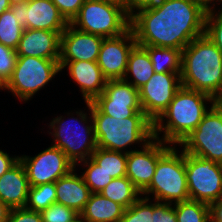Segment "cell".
<instances>
[{
    "instance_id": "obj_1",
    "label": "cell",
    "mask_w": 222,
    "mask_h": 222,
    "mask_svg": "<svg viewBox=\"0 0 222 222\" xmlns=\"http://www.w3.org/2000/svg\"><path fill=\"white\" fill-rule=\"evenodd\" d=\"M205 16L196 0H163L135 9L130 27L138 45L182 51L205 34Z\"/></svg>"
},
{
    "instance_id": "obj_2",
    "label": "cell",
    "mask_w": 222,
    "mask_h": 222,
    "mask_svg": "<svg viewBox=\"0 0 222 222\" xmlns=\"http://www.w3.org/2000/svg\"><path fill=\"white\" fill-rule=\"evenodd\" d=\"M182 87L203 92L215 99L222 90V53L203 34L183 50L181 60Z\"/></svg>"
},
{
    "instance_id": "obj_3",
    "label": "cell",
    "mask_w": 222,
    "mask_h": 222,
    "mask_svg": "<svg viewBox=\"0 0 222 222\" xmlns=\"http://www.w3.org/2000/svg\"><path fill=\"white\" fill-rule=\"evenodd\" d=\"M208 101L211 104L209 108L206 106ZM213 105L214 99L211 96L181 87L166 110L153 123L154 137L177 146L198 126ZM161 132L162 138L159 136Z\"/></svg>"
},
{
    "instance_id": "obj_4",
    "label": "cell",
    "mask_w": 222,
    "mask_h": 222,
    "mask_svg": "<svg viewBox=\"0 0 222 222\" xmlns=\"http://www.w3.org/2000/svg\"><path fill=\"white\" fill-rule=\"evenodd\" d=\"M86 104L92 116L98 148L129 153L126 147L135 143L145 145L154 138L153 122L144 112H137L126 119H116L103 114L92 102Z\"/></svg>"
},
{
    "instance_id": "obj_5",
    "label": "cell",
    "mask_w": 222,
    "mask_h": 222,
    "mask_svg": "<svg viewBox=\"0 0 222 222\" xmlns=\"http://www.w3.org/2000/svg\"><path fill=\"white\" fill-rule=\"evenodd\" d=\"M177 146H172L157 162L156 170L150 185L141 193L149 198V194L154 195L153 201L173 204L190 199L186 169L184 162V152L178 154Z\"/></svg>"
},
{
    "instance_id": "obj_6",
    "label": "cell",
    "mask_w": 222,
    "mask_h": 222,
    "mask_svg": "<svg viewBox=\"0 0 222 222\" xmlns=\"http://www.w3.org/2000/svg\"><path fill=\"white\" fill-rule=\"evenodd\" d=\"M76 115L78 118L73 116L72 119H69L74 120L75 125H69L70 122L63 121L65 120L63 116L53 118L49 124L50 130L53 129V132H49L54 138L52 145L59 148L75 166L82 165L77 163L91 158L97 148L92 116L88 117V114L81 110L76 111ZM76 122L81 127L77 126Z\"/></svg>"
},
{
    "instance_id": "obj_7",
    "label": "cell",
    "mask_w": 222,
    "mask_h": 222,
    "mask_svg": "<svg viewBox=\"0 0 222 222\" xmlns=\"http://www.w3.org/2000/svg\"><path fill=\"white\" fill-rule=\"evenodd\" d=\"M130 22L131 14L115 3L85 0L70 24L83 32L108 38L125 33L130 28Z\"/></svg>"
},
{
    "instance_id": "obj_8",
    "label": "cell",
    "mask_w": 222,
    "mask_h": 222,
    "mask_svg": "<svg viewBox=\"0 0 222 222\" xmlns=\"http://www.w3.org/2000/svg\"><path fill=\"white\" fill-rule=\"evenodd\" d=\"M59 72V59L18 56L12 77L2 89L27 102Z\"/></svg>"
},
{
    "instance_id": "obj_9",
    "label": "cell",
    "mask_w": 222,
    "mask_h": 222,
    "mask_svg": "<svg viewBox=\"0 0 222 222\" xmlns=\"http://www.w3.org/2000/svg\"><path fill=\"white\" fill-rule=\"evenodd\" d=\"M190 200L211 204L222 196V164L184 153Z\"/></svg>"
},
{
    "instance_id": "obj_10",
    "label": "cell",
    "mask_w": 222,
    "mask_h": 222,
    "mask_svg": "<svg viewBox=\"0 0 222 222\" xmlns=\"http://www.w3.org/2000/svg\"><path fill=\"white\" fill-rule=\"evenodd\" d=\"M180 145L184 153L222 164V110L214 104Z\"/></svg>"
},
{
    "instance_id": "obj_11",
    "label": "cell",
    "mask_w": 222,
    "mask_h": 222,
    "mask_svg": "<svg viewBox=\"0 0 222 222\" xmlns=\"http://www.w3.org/2000/svg\"><path fill=\"white\" fill-rule=\"evenodd\" d=\"M19 157L26 169L30 186L55 183L76 168L73 162L53 145L34 157L26 155Z\"/></svg>"
},
{
    "instance_id": "obj_12",
    "label": "cell",
    "mask_w": 222,
    "mask_h": 222,
    "mask_svg": "<svg viewBox=\"0 0 222 222\" xmlns=\"http://www.w3.org/2000/svg\"><path fill=\"white\" fill-rule=\"evenodd\" d=\"M92 103L103 114L116 119H126L143 112L139 90L123 79L107 80L103 92Z\"/></svg>"
},
{
    "instance_id": "obj_13",
    "label": "cell",
    "mask_w": 222,
    "mask_h": 222,
    "mask_svg": "<svg viewBox=\"0 0 222 222\" xmlns=\"http://www.w3.org/2000/svg\"><path fill=\"white\" fill-rule=\"evenodd\" d=\"M181 73H154L139 89L142 111L154 123L182 87Z\"/></svg>"
},
{
    "instance_id": "obj_14",
    "label": "cell",
    "mask_w": 222,
    "mask_h": 222,
    "mask_svg": "<svg viewBox=\"0 0 222 222\" xmlns=\"http://www.w3.org/2000/svg\"><path fill=\"white\" fill-rule=\"evenodd\" d=\"M10 10L24 29L63 32L69 24L51 0H29Z\"/></svg>"
},
{
    "instance_id": "obj_15",
    "label": "cell",
    "mask_w": 222,
    "mask_h": 222,
    "mask_svg": "<svg viewBox=\"0 0 222 222\" xmlns=\"http://www.w3.org/2000/svg\"><path fill=\"white\" fill-rule=\"evenodd\" d=\"M167 144L154 137L141 150L127 154L126 176L141 193L150 185L158 160L172 147Z\"/></svg>"
},
{
    "instance_id": "obj_16",
    "label": "cell",
    "mask_w": 222,
    "mask_h": 222,
    "mask_svg": "<svg viewBox=\"0 0 222 222\" xmlns=\"http://www.w3.org/2000/svg\"><path fill=\"white\" fill-rule=\"evenodd\" d=\"M136 44L131 27L119 36L103 39L97 64L107 80L123 79L129 54Z\"/></svg>"
},
{
    "instance_id": "obj_17",
    "label": "cell",
    "mask_w": 222,
    "mask_h": 222,
    "mask_svg": "<svg viewBox=\"0 0 222 222\" xmlns=\"http://www.w3.org/2000/svg\"><path fill=\"white\" fill-rule=\"evenodd\" d=\"M103 39L78 30L69 23L61 34L59 61H97Z\"/></svg>"
},
{
    "instance_id": "obj_18",
    "label": "cell",
    "mask_w": 222,
    "mask_h": 222,
    "mask_svg": "<svg viewBox=\"0 0 222 222\" xmlns=\"http://www.w3.org/2000/svg\"><path fill=\"white\" fill-rule=\"evenodd\" d=\"M62 69L68 66V73L80 87L86 102H93L104 90L107 79L97 61H59Z\"/></svg>"
},
{
    "instance_id": "obj_19",
    "label": "cell",
    "mask_w": 222,
    "mask_h": 222,
    "mask_svg": "<svg viewBox=\"0 0 222 222\" xmlns=\"http://www.w3.org/2000/svg\"><path fill=\"white\" fill-rule=\"evenodd\" d=\"M62 33L41 29H24L16 53L18 56L60 59Z\"/></svg>"
},
{
    "instance_id": "obj_20",
    "label": "cell",
    "mask_w": 222,
    "mask_h": 222,
    "mask_svg": "<svg viewBox=\"0 0 222 222\" xmlns=\"http://www.w3.org/2000/svg\"><path fill=\"white\" fill-rule=\"evenodd\" d=\"M29 187L26 169L19 160L0 177V200L10 209L25 207Z\"/></svg>"
},
{
    "instance_id": "obj_21",
    "label": "cell",
    "mask_w": 222,
    "mask_h": 222,
    "mask_svg": "<svg viewBox=\"0 0 222 222\" xmlns=\"http://www.w3.org/2000/svg\"><path fill=\"white\" fill-rule=\"evenodd\" d=\"M74 168L69 174L55 182L56 202L65 205L80 214L91 195L89 187Z\"/></svg>"
},
{
    "instance_id": "obj_22",
    "label": "cell",
    "mask_w": 222,
    "mask_h": 222,
    "mask_svg": "<svg viewBox=\"0 0 222 222\" xmlns=\"http://www.w3.org/2000/svg\"><path fill=\"white\" fill-rule=\"evenodd\" d=\"M125 208L105 198L100 193H91L84 209L79 214L84 222H121Z\"/></svg>"
},
{
    "instance_id": "obj_23",
    "label": "cell",
    "mask_w": 222,
    "mask_h": 222,
    "mask_svg": "<svg viewBox=\"0 0 222 222\" xmlns=\"http://www.w3.org/2000/svg\"><path fill=\"white\" fill-rule=\"evenodd\" d=\"M154 73L153 64L147 50L143 46L136 44L129 54L123 80L131 83L139 90ZM130 77H133V81L132 79L129 80Z\"/></svg>"
},
{
    "instance_id": "obj_24",
    "label": "cell",
    "mask_w": 222,
    "mask_h": 222,
    "mask_svg": "<svg viewBox=\"0 0 222 222\" xmlns=\"http://www.w3.org/2000/svg\"><path fill=\"white\" fill-rule=\"evenodd\" d=\"M99 193L105 198L119 203L125 209L133 205L142 196L127 176L112 179Z\"/></svg>"
},
{
    "instance_id": "obj_25",
    "label": "cell",
    "mask_w": 222,
    "mask_h": 222,
    "mask_svg": "<svg viewBox=\"0 0 222 222\" xmlns=\"http://www.w3.org/2000/svg\"><path fill=\"white\" fill-rule=\"evenodd\" d=\"M156 73H181L182 51L174 48L143 46Z\"/></svg>"
},
{
    "instance_id": "obj_26",
    "label": "cell",
    "mask_w": 222,
    "mask_h": 222,
    "mask_svg": "<svg viewBox=\"0 0 222 222\" xmlns=\"http://www.w3.org/2000/svg\"><path fill=\"white\" fill-rule=\"evenodd\" d=\"M127 154L97 147L91 159L114 179L126 176Z\"/></svg>"
},
{
    "instance_id": "obj_27",
    "label": "cell",
    "mask_w": 222,
    "mask_h": 222,
    "mask_svg": "<svg viewBox=\"0 0 222 222\" xmlns=\"http://www.w3.org/2000/svg\"><path fill=\"white\" fill-rule=\"evenodd\" d=\"M177 222H210V206L204 202L187 200L173 203Z\"/></svg>"
},
{
    "instance_id": "obj_28",
    "label": "cell",
    "mask_w": 222,
    "mask_h": 222,
    "mask_svg": "<svg viewBox=\"0 0 222 222\" xmlns=\"http://www.w3.org/2000/svg\"><path fill=\"white\" fill-rule=\"evenodd\" d=\"M56 202L55 183L30 186L25 208L40 212Z\"/></svg>"
},
{
    "instance_id": "obj_29",
    "label": "cell",
    "mask_w": 222,
    "mask_h": 222,
    "mask_svg": "<svg viewBox=\"0 0 222 222\" xmlns=\"http://www.w3.org/2000/svg\"><path fill=\"white\" fill-rule=\"evenodd\" d=\"M24 28L20 25L10 9L0 14V43L17 49Z\"/></svg>"
},
{
    "instance_id": "obj_30",
    "label": "cell",
    "mask_w": 222,
    "mask_h": 222,
    "mask_svg": "<svg viewBox=\"0 0 222 222\" xmlns=\"http://www.w3.org/2000/svg\"><path fill=\"white\" fill-rule=\"evenodd\" d=\"M86 168L84 173L81 175L85 184L89 187L91 193H99L105 186L112 181L111 175L106 173L104 170L91 159L80 161Z\"/></svg>"
},
{
    "instance_id": "obj_31",
    "label": "cell",
    "mask_w": 222,
    "mask_h": 222,
    "mask_svg": "<svg viewBox=\"0 0 222 222\" xmlns=\"http://www.w3.org/2000/svg\"><path fill=\"white\" fill-rule=\"evenodd\" d=\"M149 200L140 197L124 210L121 222H152V203Z\"/></svg>"
},
{
    "instance_id": "obj_32",
    "label": "cell",
    "mask_w": 222,
    "mask_h": 222,
    "mask_svg": "<svg viewBox=\"0 0 222 222\" xmlns=\"http://www.w3.org/2000/svg\"><path fill=\"white\" fill-rule=\"evenodd\" d=\"M17 58L16 50L0 43V90L11 79Z\"/></svg>"
},
{
    "instance_id": "obj_33",
    "label": "cell",
    "mask_w": 222,
    "mask_h": 222,
    "mask_svg": "<svg viewBox=\"0 0 222 222\" xmlns=\"http://www.w3.org/2000/svg\"><path fill=\"white\" fill-rule=\"evenodd\" d=\"M43 222H71L79 214L73 209L55 202L47 209L40 211Z\"/></svg>"
},
{
    "instance_id": "obj_34",
    "label": "cell",
    "mask_w": 222,
    "mask_h": 222,
    "mask_svg": "<svg viewBox=\"0 0 222 222\" xmlns=\"http://www.w3.org/2000/svg\"><path fill=\"white\" fill-rule=\"evenodd\" d=\"M212 11L205 16V34L222 53V10Z\"/></svg>"
},
{
    "instance_id": "obj_35",
    "label": "cell",
    "mask_w": 222,
    "mask_h": 222,
    "mask_svg": "<svg viewBox=\"0 0 222 222\" xmlns=\"http://www.w3.org/2000/svg\"><path fill=\"white\" fill-rule=\"evenodd\" d=\"M152 222H177L175 208L170 203H152Z\"/></svg>"
},
{
    "instance_id": "obj_36",
    "label": "cell",
    "mask_w": 222,
    "mask_h": 222,
    "mask_svg": "<svg viewBox=\"0 0 222 222\" xmlns=\"http://www.w3.org/2000/svg\"><path fill=\"white\" fill-rule=\"evenodd\" d=\"M68 23L78 15L85 0H51Z\"/></svg>"
},
{
    "instance_id": "obj_37",
    "label": "cell",
    "mask_w": 222,
    "mask_h": 222,
    "mask_svg": "<svg viewBox=\"0 0 222 222\" xmlns=\"http://www.w3.org/2000/svg\"><path fill=\"white\" fill-rule=\"evenodd\" d=\"M7 222H43L40 212L25 207L10 209Z\"/></svg>"
},
{
    "instance_id": "obj_38",
    "label": "cell",
    "mask_w": 222,
    "mask_h": 222,
    "mask_svg": "<svg viewBox=\"0 0 222 222\" xmlns=\"http://www.w3.org/2000/svg\"><path fill=\"white\" fill-rule=\"evenodd\" d=\"M20 160L19 156H11L0 149V177Z\"/></svg>"
},
{
    "instance_id": "obj_39",
    "label": "cell",
    "mask_w": 222,
    "mask_h": 222,
    "mask_svg": "<svg viewBox=\"0 0 222 222\" xmlns=\"http://www.w3.org/2000/svg\"><path fill=\"white\" fill-rule=\"evenodd\" d=\"M210 222H222V196L210 205Z\"/></svg>"
},
{
    "instance_id": "obj_40",
    "label": "cell",
    "mask_w": 222,
    "mask_h": 222,
    "mask_svg": "<svg viewBox=\"0 0 222 222\" xmlns=\"http://www.w3.org/2000/svg\"><path fill=\"white\" fill-rule=\"evenodd\" d=\"M196 1L198 2L200 8L206 14L209 12L215 11L216 8H214V7H215V4H217V1L221 4V7H222V0H196ZM220 9H222V8H219L218 10H220Z\"/></svg>"
},
{
    "instance_id": "obj_41",
    "label": "cell",
    "mask_w": 222,
    "mask_h": 222,
    "mask_svg": "<svg viewBox=\"0 0 222 222\" xmlns=\"http://www.w3.org/2000/svg\"><path fill=\"white\" fill-rule=\"evenodd\" d=\"M163 0H132V12L143 6L151 5Z\"/></svg>"
},
{
    "instance_id": "obj_42",
    "label": "cell",
    "mask_w": 222,
    "mask_h": 222,
    "mask_svg": "<svg viewBox=\"0 0 222 222\" xmlns=\"http://www.w3.org/2000/svg\"><path fill=\"white\" fill-rule=\"evenodd\" d=\"M104 1L115 3L125 8L130 14L132 13V0H104Z\"/></svg>"
},
{
    "instance_id": "obj_43",
    "label": "cell",
    "mask_w": 222,
    "mask_h": 222,
    "mask_svg": "<svg viewBox=\"0 0 222 222\" xmlns=\"http://www.w3.org/2000/svg\"><path fill=\"white\" fill-rule=\"evenodd\" d=\"M10 208L0 200V222H7Z\"/></svg>"
},
{
    "instance_id": "obj_44",
    "label": "cell",
    "mask_w": 222,
    "mask_h": 222,
    "mask_svg": "<svg viewBox=\"0 0 222 222\" xmlns=\"http://www.w3.org/2000/svg\"><path fill=\"white\" fill-rule=\"evenodd\" d=\"M11 8L9 0H0V14Z\"/></svg>"
},
{
    "instance_id": "obj_45",
    "label": "cell",
    "mask_w": 222,
    "mask_h": 222,
    "mask_svg": "<svg viewBox=\"0 0 222 222\" xmlns=\"http://www.w3.org/2000/svg\"><path fill=\"white\" fill-rule=\"evenodd\" d=\"M214 104L222 110V90L219 93V95L214 99Z\"/></svg>"
},
{
    "instance_id": "obj_46",
    "label": "cell",
    "mask_w": 222,
    "mask_h": 222,
    "mask_svg": "<svg viewBox=\"0 0 222 222\" xmlns=\"http://www.w3.org/2000/svg\"><path fill=\"white\" fill-rule=\"evenodd\" d=\"M11 5L20 4V3H27L29 0H9Z\"/></svg>"
},
{
    "instance_id": "obj_47",
    "label": "cell",
    "mask_w": 222,
    "mask_h": 222,
    "mask_svg": "<svg viewBox=\"0 0 222 222\" xmlns=\"http://www.w3.org/2000/svg\"><path fill=\"white\" fill-rule=\"evenodd\" d=\"M71 222H84L83 219L78 215L73 221Z\"/></svg>"
}]
</instances>
